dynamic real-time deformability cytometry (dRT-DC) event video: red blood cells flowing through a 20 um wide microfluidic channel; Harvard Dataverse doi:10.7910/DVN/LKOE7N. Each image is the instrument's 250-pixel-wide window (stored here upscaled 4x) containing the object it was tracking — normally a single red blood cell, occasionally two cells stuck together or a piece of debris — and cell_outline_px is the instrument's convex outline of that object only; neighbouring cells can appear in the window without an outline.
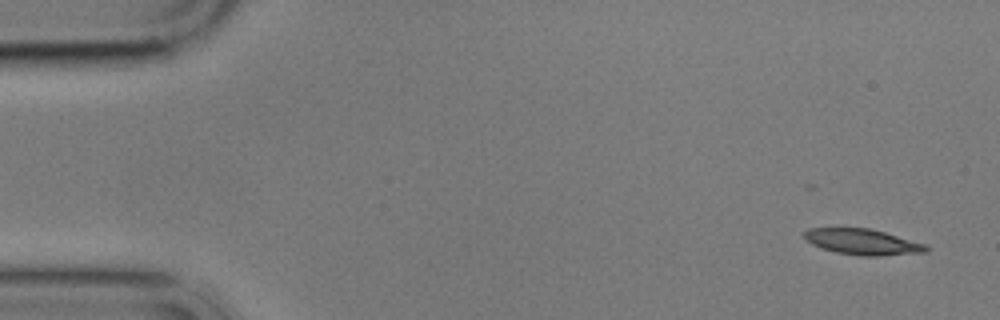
{"species": "common noctule bat (a hibernating species)", "species_latin": "Nyctalus noctula", "temperature_condition": "cold", "stored_images_in_passage": 6, "camera_frame_rate_fps": 3000, "um_per_image_px": 0.085, "animal": {"sex": "male", "body_mass_g": 17.9}, "frame": {"image": 1, "passage_image": 1, "time_ms": 0.0, "image_size_px": [1000, 320], "cell_outline_px": [[928, 252], [880, 256], [860, 256], [836, 252], [812, 244], [804, 236], [804, 232], [808, 228], [868, 228], [884, 232], [928, 244]], "centroid_in_image_um": [73.38, 20.56], "position_along_channel_um": 11.6, "area_um2": 18.26}}
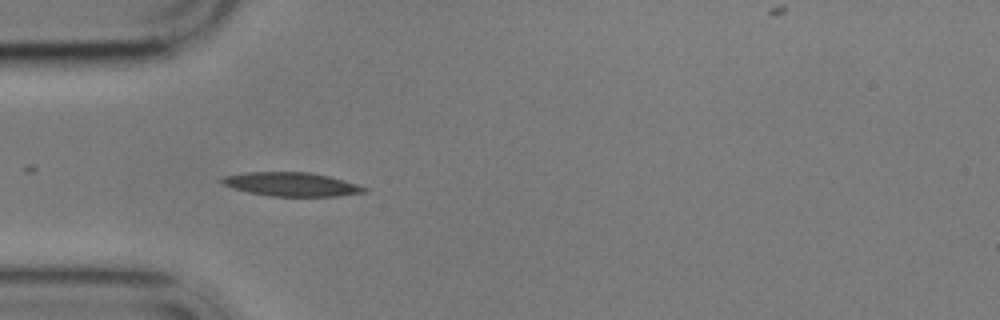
{"frame": {"image": 2, "passage_image": 5, "time_ms": 4.667, "image_size_px": [1000, 320], "cell_outline_px": [[368, 192], [340, 196], [268, 196], [248, 192], [232, 188], [224, 184], [220, 180], [224, 176], [244, 172], [312, 172], [344, 180], [368, 188]], "centroid_in_image_um": [24.79, 15.66], "position_along_channel_um": 60.2, "area_um2": 19.83}}